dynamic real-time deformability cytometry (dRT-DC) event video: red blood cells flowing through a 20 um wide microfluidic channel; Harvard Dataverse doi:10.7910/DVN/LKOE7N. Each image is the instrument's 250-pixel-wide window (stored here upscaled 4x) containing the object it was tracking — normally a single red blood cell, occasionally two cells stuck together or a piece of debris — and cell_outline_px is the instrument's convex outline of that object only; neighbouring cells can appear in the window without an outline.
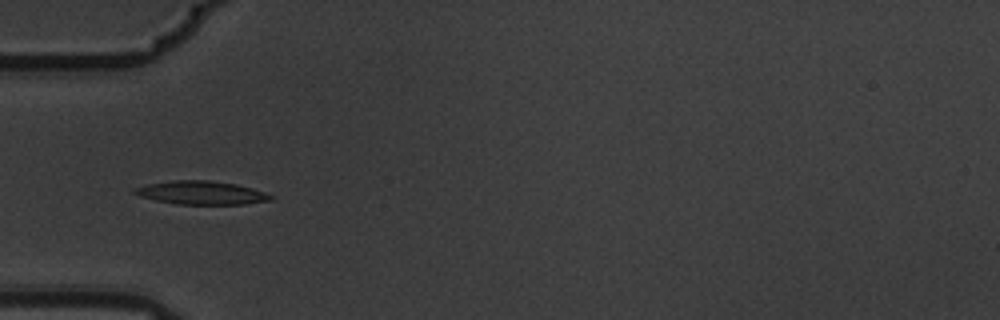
{"species": "common noctule bat (a hibernating species)", "species_latin": "Nyctalus noctula", "temperature_condition": "warm", "stored_images_in_passage": 6, "camera_frame_rate_fps": 3000, "um_per_image_px": 0.085, "animal": {"sex": "male", "body_mass_g": 19.5, "forearm_length_mm": 54.6}, "frame": {"image": 1, "passage_image": 5, "time_ms": 1.333, "image_size_px": [1000, 320], "cell_outline_px": [[276, 196], [272, 200], [244, 204], [176, 204], [156, 200], [140, 196], [132, 192], [132, 188], [148, 184], [172, 180], [208, 180], [236, 184], [252, 188]], "centroid_in_image_um": [17.12, 16.38], "position_along_channel_um": 67.9, "area_um2": 18.61}}
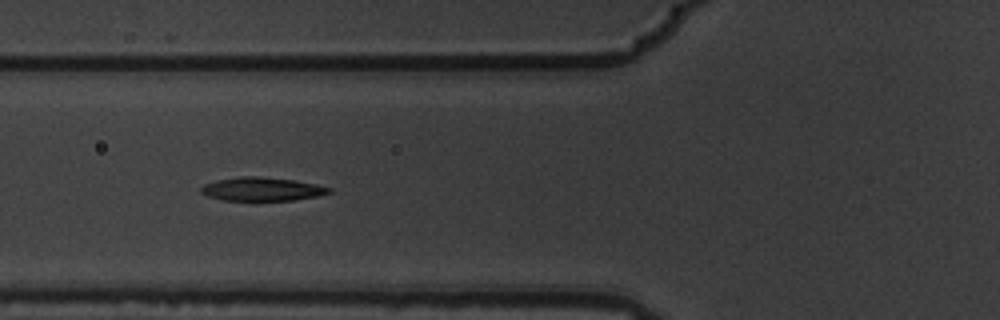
{"frame": {"image": 2, "passage_image": 6, "time_ms": 1.667, "image_size_px": [1000, 320], "cell_outline_px": [[332, 192], [316, 196], [292, 200], [224, 200], [208, 196], [200, 192], [200, 188], [204, 184], [216, 180], [240, 176], [260, 176], [296, 180], [316, 184], [332, 188]], "centroid_in_image_um": [22.26, 16.06], "position_along_channel_um": 103.5, "area_um2": 17.57}}